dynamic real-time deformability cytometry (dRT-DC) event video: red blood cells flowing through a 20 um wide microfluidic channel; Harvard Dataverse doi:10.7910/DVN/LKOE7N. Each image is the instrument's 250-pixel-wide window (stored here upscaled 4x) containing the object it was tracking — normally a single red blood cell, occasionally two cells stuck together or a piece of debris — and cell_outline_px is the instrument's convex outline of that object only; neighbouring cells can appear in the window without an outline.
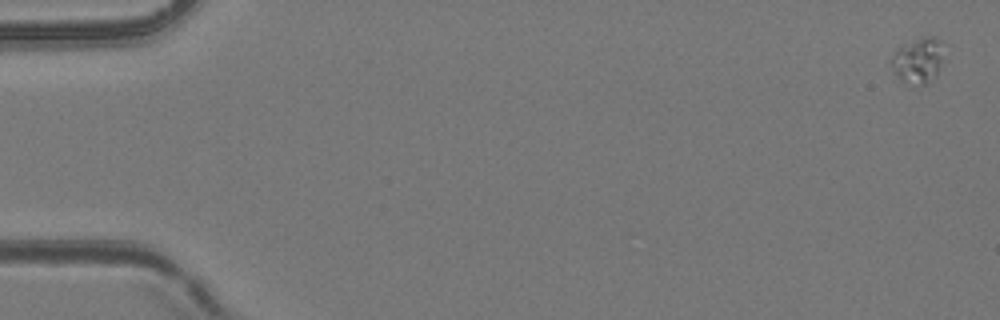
{"species": "common noctule bat (a hibernating species)", "species_latin": "Nyctalus noctula", "temperature_condition": "room temperature", "stored_images_in_passage": 7, "camera_frame_rate_fps": 3000, "um_per_image_px": 0.085, "animal": {"sex": "female", "body_mass_g": 24.6, "forearm_length_mm": 56.2}, "frame": {"image": 1, "passage_image": 1, "time_ms": 0.0, "image_size_px": [1000, 320], "cell_outline_px": [[940, 60], [936, 72], [920, 88], [908, 88], [900, 80], [892, 64], [892, 56], [896, 48], [924, 36], [932, 36], [940, 40]], "centroid_in_image_um": [77.96, 5.19], "position_along_channel_um": 7.0, "area_um2": 13.53}}